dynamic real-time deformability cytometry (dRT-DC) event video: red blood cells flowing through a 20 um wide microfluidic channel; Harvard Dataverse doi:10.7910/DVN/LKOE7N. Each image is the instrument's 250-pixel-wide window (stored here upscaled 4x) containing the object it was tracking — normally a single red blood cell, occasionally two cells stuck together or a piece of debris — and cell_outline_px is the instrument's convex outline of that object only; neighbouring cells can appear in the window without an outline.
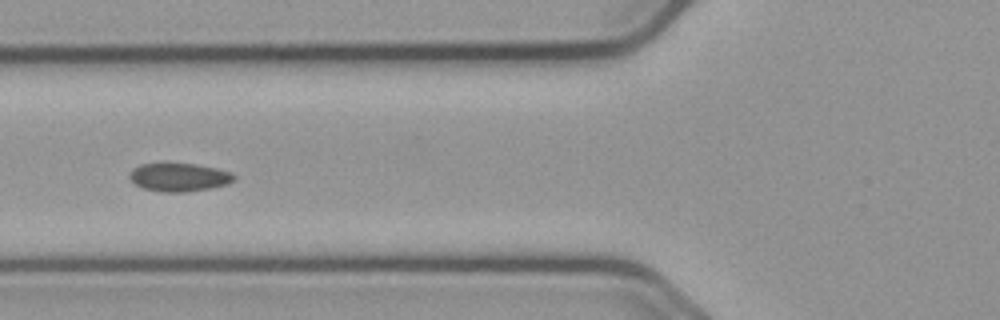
{"species": "common noctule bat (a hibernating species)", "species_latin": "Nyctalus noctula", "temperature_condition": "cold", "stored_images_in_passage": 42, "camera_frame_rate_fps": 3000, "um_per_image_px": 0.085, "animal": {"sex": "male", "body_mass_g": 23.1, "forearm_length_mm": 52.7}, "frame": {"image": 1, "passage_image": 7, "time_ms": 2.0, "image_size_px": [1000, 320], "cell_outline_px": [[236, 180], [228, 184], [212, 188], [184, 192], [160, 192], [144, 188], [136, 184], [128, 176], [132, 168], [140, 164], [196, 164], [216, 168], [232, 172], [236, 176]], "centroid_in_image_um": [15.26, 15.07], "position_along_channel_um": 110.5, "area_um2": 17.28}}
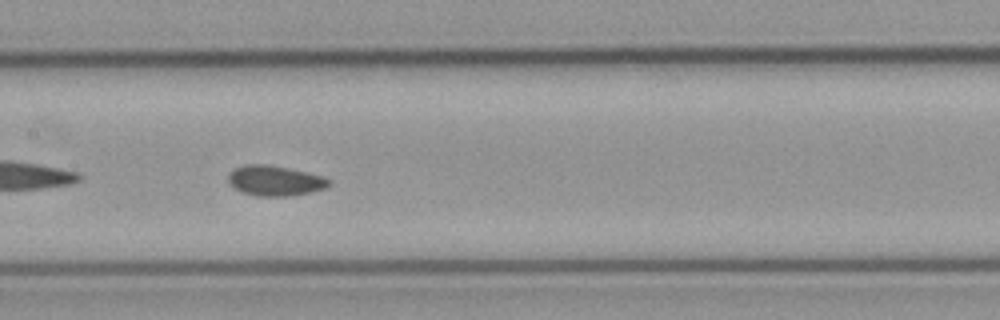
{"frame": {"image": 2, "passage_image": 13, "time_ms": 4.0, "image_size_px": [1000, 320], "cell_outline_px": [[332, 184], [324, 188], [312, 192], [292, 196], [256, 196], [240, 192], [228, 184], [228, 176], [236, 168], [244, 164], [264, 164], [304, 172], [320, 176], [332, 180]], "centroid_in_image_um": [23.35, 15.38], "position_along_channel_um": 184.1, "area_um2": 17.63}, "authors_computed_cell_mechanics": {"area_um2": 16.9354, "velocity_mm_per_s": 3.6384, "shape_relaxation_time_tau1_ms": 5.3606, "shape_relaxation_time_tau2_ms": 2.3586, "deformation_change_tau1": 0.0917, "deformation_change_tau2": 0.076}}